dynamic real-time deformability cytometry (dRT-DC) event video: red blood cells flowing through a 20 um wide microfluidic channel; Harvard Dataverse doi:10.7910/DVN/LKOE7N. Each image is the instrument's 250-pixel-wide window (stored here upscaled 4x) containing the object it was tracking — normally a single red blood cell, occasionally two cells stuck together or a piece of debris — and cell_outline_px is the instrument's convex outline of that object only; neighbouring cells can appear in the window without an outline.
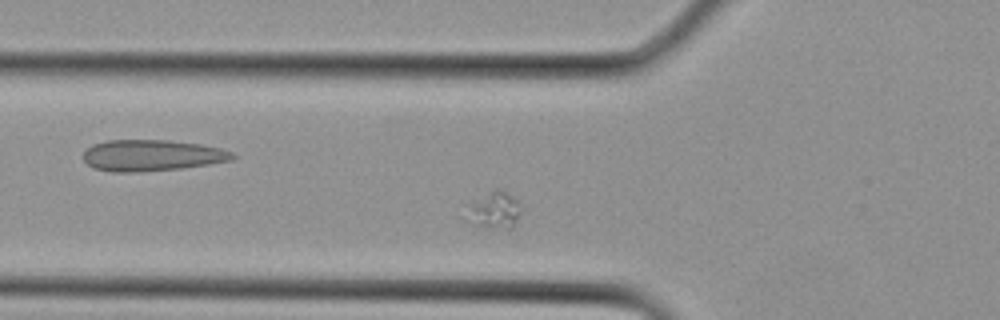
{"species": "Egyptian fruit bat (a non-hibernating species)", "species_latin": "Rousettus aegyptiacus", "temperature_condition": "cold", "stored_images_in_passage": 24, "camera_frame_rate_fps": 3000, "um_per_image_px": 0.085, "animal": {"sex": "female"}, "frame": {"image": 1, "passage_image": 3, "time_ms": 0.667, "image_size_px": [1000, 320], "cell_outline_px": [[520, 212], [516, 224], [512, 228], [504, 228], [476, 224], [460, 216], [464, 204], [496, 188], [508, 192], [516, 200]], "centroid_in_image_um": [41.88, 17.83], "position_along_channel_um": 83.9, "area_um2": 12.02}}
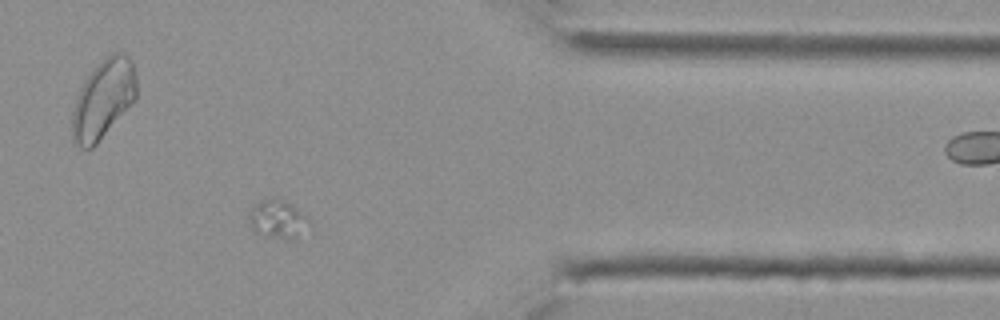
{"frame": {"image": 2, "passage_image": 18, "time_ms": 5.667, "image_size_px": [1000, 320], "cell_outline_px": [[312, 224], [296, 236], [288, 240], [268, 236], [256, 232], [252, 228], [248, 220], [248, 212], [260, 200], [284, 200], [292, 204], [308, 216], [312, 220]], "centroid_in_image_um": [23.64, 18.64], "position_along_channel_um": 387.8, "area_um2": 13.35}}